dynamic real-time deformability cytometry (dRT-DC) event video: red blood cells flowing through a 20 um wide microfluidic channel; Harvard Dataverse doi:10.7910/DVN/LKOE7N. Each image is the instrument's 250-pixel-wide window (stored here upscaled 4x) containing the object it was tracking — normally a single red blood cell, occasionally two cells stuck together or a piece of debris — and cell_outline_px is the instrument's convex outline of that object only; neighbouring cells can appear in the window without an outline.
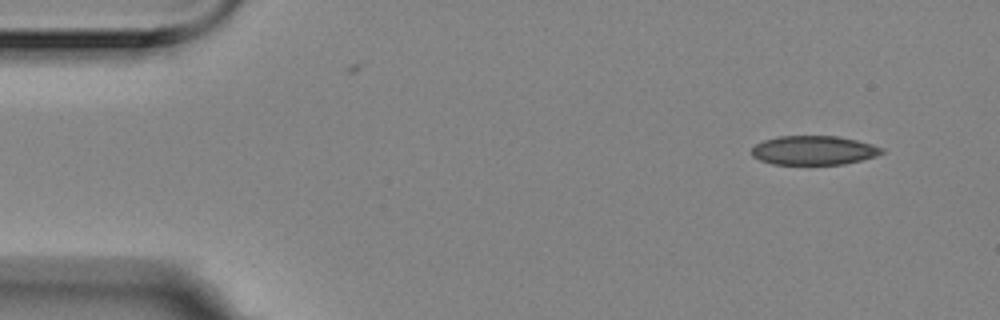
{"species": "Egyptian fruit bat (a non-hibernating species)", "species_latin": "Rousettus aegyptiacus", "temperature_condition": "room temperature", "stored_images_in_passage": 4, "camera_frame_rate_fps": 3000, "um_per_image_px": 0.085, "animal": {"sex": "female"}, "frame": {"image": 1, "passage_image": 1, "time_ms": 0.0, "image_size_px": [1000, 320], "cell_outline_px": [[884, 152], [876, 156], [844, 164], [772, 164], [760, 160], [752, 156], [752, 148], [756, 144], [764, 140], [780, 136], [836, 136], [856, 140], [872, 144], [884, 148]], "centroid_in_image_um": [69.17, 12.78], "position_along_channel_um": 15.8, "area_um2": 21.96}}
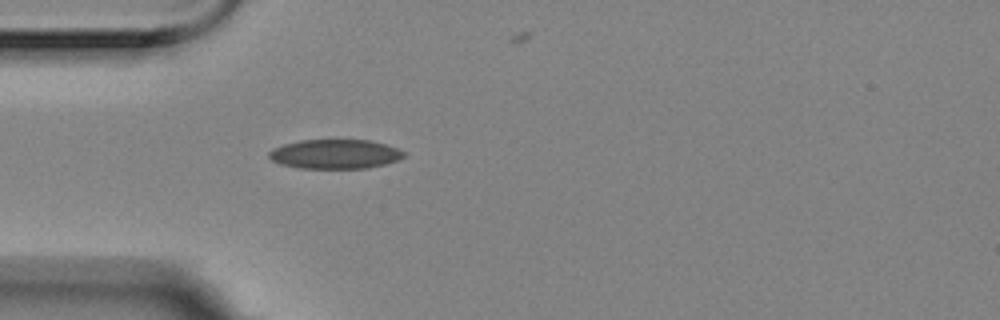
{"frame": {"image": 2, "passage_image": 4, "time_ms": 1.0, "image_size_px": [1000, 320], "cell_outline_px": [[404, 156], [400, 160], [368, 168], [300, 168], [280, 164], [272, 160], [268, 156], [268, 152], [272, 148], [284, 144], [300, 140], [368, 140], [384, 144], [396, 148], [404, 152]], "centroid_in_image_um": [28.45, 13.1], "position_along_channel_um": 56.5, "area_um2": 23.0}}